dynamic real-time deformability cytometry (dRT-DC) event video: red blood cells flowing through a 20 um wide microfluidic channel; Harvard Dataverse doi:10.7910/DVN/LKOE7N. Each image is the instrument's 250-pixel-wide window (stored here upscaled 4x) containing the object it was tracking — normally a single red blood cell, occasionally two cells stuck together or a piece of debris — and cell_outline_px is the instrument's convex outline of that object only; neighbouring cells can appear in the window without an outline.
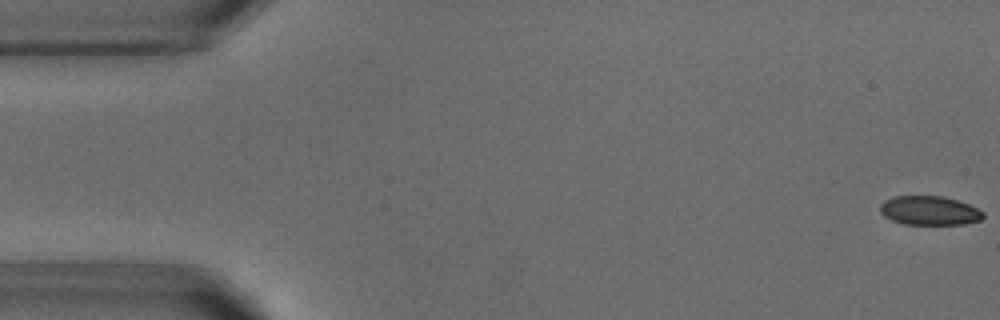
{"species": "common noctule bat (a hibernating species)", "species_latin": "Nyctalus noctula", "temperature_condition": "warm", "stored_images_in_passage": 52, "camera_frame_rate_fps": 3000, "um_per_image_px": 0.085, "animal": {"sex": "male", "body_mass_g": 18.8}, "frame": {"image": 1, "passage_image": 1, "time_ms": 0.0, "image_size_px": [1000, 320], "cell_outline_px": [[984, 216], [980, 220], [964, 224], [904, 224], [892, 220], [884, 216], [880, 212], [880, 204], [884, 200], [896, 196], [944, 196], [968, 204], [984, 212]], "centroid_in_image_um": [78.99, 17.9], "position_along_channel_um": 6.0, "area_um2": 17.4}}
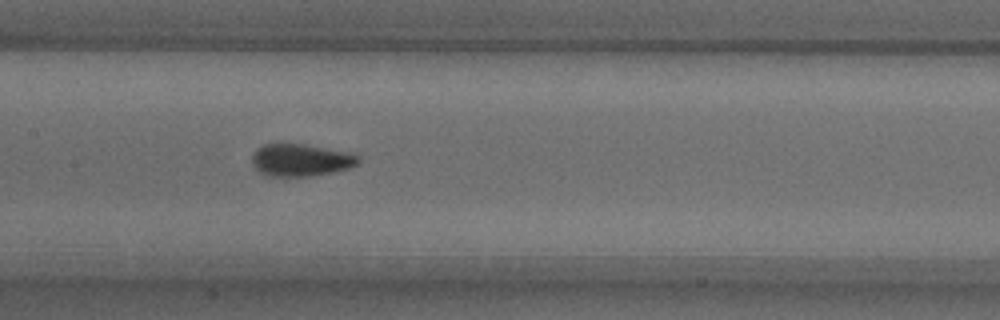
{"frame": {"image": 2, "passage_image": 25, "time_ms": 8.0, "image_size_px": [1000, 320], "cell_outline_px": [[360, 164], [352, 168], [312, 176], [264, 176], [252, 164], [252, 156], [256, 148], [264, 144], [280, 140], [352, 152], [360, 156]], "centroid_in_image_um": [25.57, 13.56], "position_along_channel_um": 181.8, "area_um2": 20.98}}
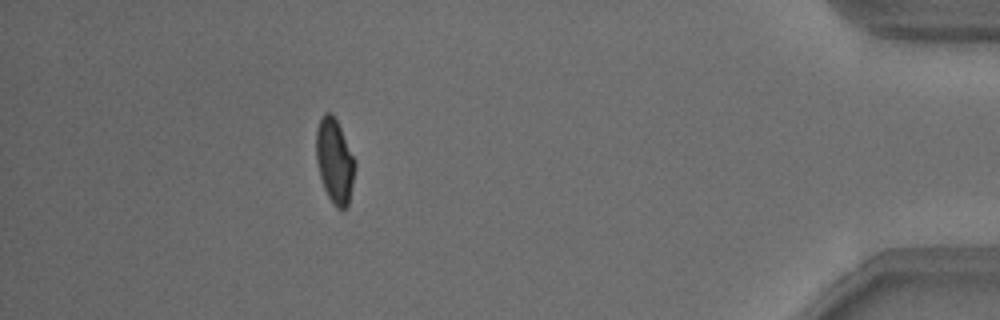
{"frame": {"image": 3, "passage_image": 47, "time_ms": 15.333, "image_size_px": [1000, 320], "cell_outline_px": [[356, 168], [348, 204], [344, 208], [336, 208], [332, 204], [324, 188], [320, 176], [316, 160], [316, 128], [320, 116], [324, 112], [332, 112], [356, 160]], "centroid_in_image_um": [28.44, 13.65], "position_along_channel_um": 406.8, "area_um2": 19.25}, "authors_computed_cell_mechanics": {"area_um2": 19.5075, "velocity_mm_per_s": 3.8232, "shape_relaxation_time_tau1_ms": 3.6285, "shape_relaxation_time_tau2_ms": null, "deformation_change_tau1": 0.1227, "deformation_change_tau2": null}}